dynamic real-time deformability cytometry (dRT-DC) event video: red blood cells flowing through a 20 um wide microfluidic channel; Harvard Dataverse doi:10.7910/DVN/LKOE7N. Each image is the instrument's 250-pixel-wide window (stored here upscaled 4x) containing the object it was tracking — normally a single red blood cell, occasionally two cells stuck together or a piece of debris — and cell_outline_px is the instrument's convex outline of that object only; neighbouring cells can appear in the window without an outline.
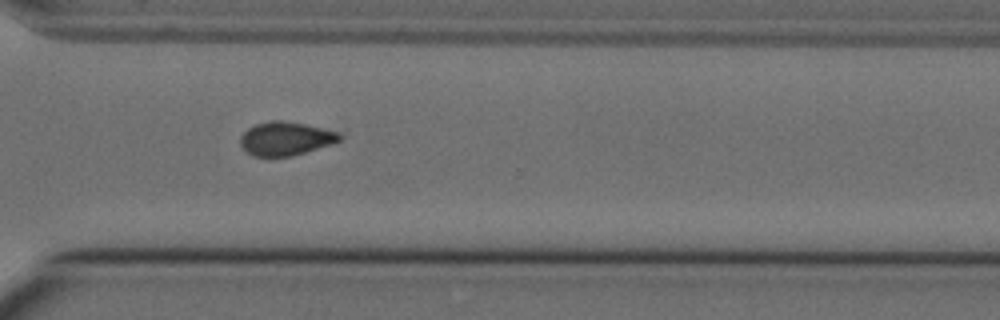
{"species": "Egyptian fruit bat (a non-hibernating species)", "species_latin": "Rousettus aegyptiacus", "temperature_condition": "cold", "stored_images_in_passage": 13, "camera_frame_rate_fps": 3000, "um_per_image_px": 0.085, "animal": {"sex": "female"}, "frame": {"image": 1, "passage_image": 10, "time_ms": 3.0, "image_size_px": [1000, 320], "cell_outline_px": [[344, 136], [340, 140], [332, 144], [292, 156], [252, 156], [240, 144], [240, 136], [248, 128], [256, 124], [272, 120], [280, 120], [304, 124], [324, 128], [340, 132]], "centroid_in_image_um": [24.31, 11.77], "position_along_channel_um": 346.3, "area_um2": 19.42}}
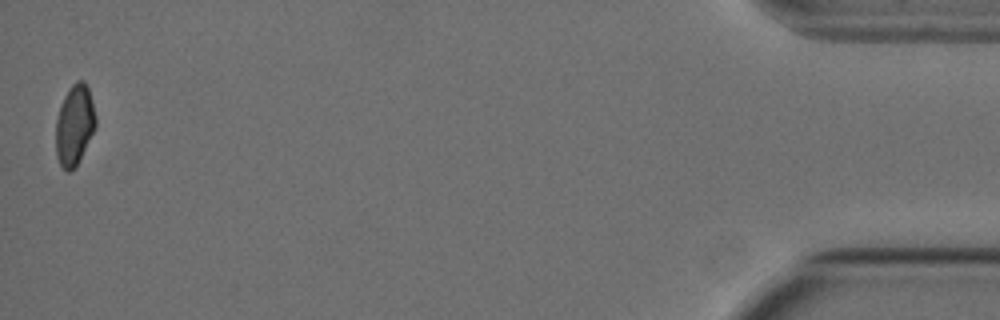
{"frame": {"image": 2, "passage_image": 13, "time_ms": 4.0, "image_size_px": [1000, 320], "cell_outline_px": [[96, 128], [76, 164], [68, 172], [60, 164], [56, 156], [56, 120], [60, 104], [68, 88], [76, 80], [84, 80], [88, 88], [92, 100], [96, 116]], "centroid_in_image_um": [6.33, 10.56], "position_along_channel_um": 428.9, "area_um2": 18.61}}